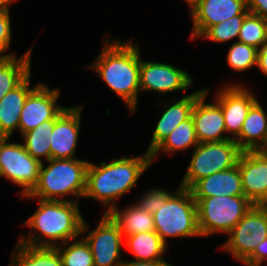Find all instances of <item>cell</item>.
<instances>
[{"label": "cell", "instance_id": "1", "mask_svg": "<svg viewBox=\"0 0 267 266\" xmlns=\"http://www.w3.org/2000/svg\"><path fill=\"white\" fill-rule=\"evenodd\" d=\"M37 210L24 222L36 232L19 237L18 243L33 247L55 248L65 242L76 240L89 230L81 215L78 202L38 199ZM42 235V237H41ZM56 241H61L60 244Z\"/></svg>", "mask_w": 267, "mask_h": 266}, {"label": "cell", "instance_id": "2", "mask_svg": "<svg viewBox=\"0 0 267 266\" xmlns=\"http://www.w3.org/2000/svg\"><path fill=\"white\" fill-rule=\"evenodd\" d=\"M103 39L99 56L88 67L92 68L106 85L115 92L134 114L138 105L140 90V51L129 41L118 39L105 42Z\"/></svg>", "mask_w": 267, "mask_h": 266}, {"label": "cell", "instance_id": "3", "mask_svg": "<svg viewBox=\"0 0 267 266\" xmlns=\"http://www.w3.org/2000/svg\"><path fill=\"white\" fill-rule=\"evenodd\" d=\"M151 163L147 152L136 157L114 158L100 165L89 162L83 198H91L107 206L104 214H108L116 207V199L130 192Z\"/></svg>", "mask_w": 267, "mask_h": 266}, {"label": "cell", "instance_id": "4", "mask_svg": "<svg viewBox=\"0 0 267 266\" xmlns=\"http://www.w3.org/2000/svg\"><path fill=\"white\" fill-rule=\"evenodd\" d=\"M48 166L41 163L37 184L23 198H36L53 201H75L82 198L86 188V173L89 165L87 160L50 159ZM74 196L76 200L64 199Z\"/></svg>", "mask_w": 267, "mask_h": 266}, {"label": "cell", "instance_id": "5", "mask_svg": "<svg viewBox=\"0 0 267 266\" xmlns=\"http://www.w3.org/2000/svg\"><path fill=\"white\" fill-rule=\"evenodd\" d=\"M155 232L167 245L168 237L200 236L197 204L189 189L178 187L153 214Z\"/></svg>", "mask_w": 267, "mask_h": 266}, {"label": "cell", "instance_id": "6", "mask_svg": "<svg viewBox=\"0 0 267 266\" xmlns=\"http://www.w3.org/2000/svg\"><path fill=\"white\" fill-rule=\"evenodd\" d=\"M202 236L228 234L254 205L245 196L193 197Z\"/></svg>", "mask_w": 267, "mask_h": 266}, {"label": "cell", "instance_id": "7", "mask_svg": "<svg viewBox=\"0 0 267 266\" xmlns=\"http://www.w3.org/2000/svg\"><path fill=\"white\" fill-rule=\"evenodd\" d=\"M242 150L233 139L199 143L180 187L190 189L198 180L237 165Z\"/></svg>", "mask_w": 267, "mask_h": 266}, {"label": "cell", "instance_id": "8", "mask_svg": "<svg viewBox=\"0 0 267 266\" xmlns=\"http://www.w3.org/2000/svg\"><path fill=\"white\" fill-rule=\"evenodd\" d=\"M227 235L221 248L243 263L267 238V205H253Z\"/></svg>", "mask_w": 267, "mask_h": 266}, {"label": "cell", "instance_id": "9", "mask_svg": "<svg viewBox=\"0 0 267 266\" xmlns=\"http://www.w3.org/2000/svg\"><path fill=\"white\" fill-rule=\"evenodd\" d=\"M0 137V177L21 186L20 196L27 195L37 184L41 163L33 158L20 143H7Z\"/></svg>", "mask_w": 267, "mask_h": 266}, {"label": "cell", "instance_id": "10", "mask_svg": "<svg viewBox=\"0 0 267 266\" xmlns=\"http://www.w3.org/2000/svg\"><path fill=\"white\" fill-rule=\"evenodd\" d=\"M93 254L94 266H121L124 236L108 214H104L95 229L82 237Z\"/></svg>", "mask_w": 267, "mask_h": 266}, {"label": "cell", "instance_id": "11", "mask_svg": "<svg viewBox=\"0 0 267 266\" xmlns=\"http://www.w3.org/2000/svg\"><path fill=\"white\" fill-rule=\"evenodd\" d=\"M139 79L141 92L153 91L159 95L186 91L194 81L191 75L183 69L171 64L141 60V58Z\"/></svg>", "mask_w": 267, "mask_h": 266}, {"label": "cell", "instance_id": "12", "mask_svg": "<svg viewBox=\"0 0 267 266\" xmlns=\"http://www.w3.org/2000/svg\"><path fill=\"white\" fill-rule=\"evenodd\" d=\"M237 165L244 196L254 205H267V151H242Z\"/></svg>", "mask_w": 267, "mask_h": 266}, {"label": "cell", "instance_id": "13", "mask_svg": "<svg viewBox=\"0 0 267 266\" xmlns=\"http://www.w3.org/2000/svg\"><path fill=\"white\" fill-rule=\"evenodd\" d=\"M59 89L50 90L46 84H37L28 94L20 113L18 130L21 135L47 120H52L64 107L56 105Z\"/></svg>", "mask_w": 267, "mask_h": 266}, {"label": "cell", "instance_id": "14", "mask_svg": "<svg viewBox=\"0 0 267 266\" xmlns=\"http://www.w3.org/2000/svg\"><path fill=\"white\" fill-rule=\"evenodd\" d=\"M256 97L249 89L239 84L224 86L215 95V102L221 107L225 120L226 133L235 139L243 126L250 108L257 102Z\"/></svg>", "mask_w": 267, "mask_h": 266}, {"label": "cell", "instance_id": "15", "mask_svg": "<svg viewBox=\"0 0 267 266\" xmlns=\"http://www.w3.org/2000/svg\"><path fill=\"white\" fill-rule=\"evenodd\" d=\"M82 106L64 107L56 116L50 139L51 159H75Z\"/></svg>", "mask_w": 267, "mask_h": 266}, {"label": "cell", "instance_id": "16", "mask_svg": "<svg viewBox=\"0 0 267 266\" xmlns=\"http://www.w3.org/2000/svg\"><path fill=\"white\" fill-rule=\"evenodd\" d=\"M246 0H202L192 11L190 40L199 38L209 27L235 15H247Z\"/></svg>", "mask_w": 267, "mask_h": 266}, {"label": "cell", "instance_id": "17", "mask_svg": "<svg viewBox=\"0 0 267 266\" xmlns=\"http://www.w3.org/2000/svg\"><path fill=\"white\" fill-rule=\"evenodd\" d=\"M209 92V89L205 88V92L195 101L191 114L199 143L231 139L229 135H224L226 128L221 107L215 101L211 104L205 102Z\"/></svg>", "mask_w": 267, "mask_h": 266}, {"label": "cell", "instance_id": "18", "mask_svg": "<svg viewBox=\"0 0 267 266\" xmlns=\"http://www.w3.org/2000/svg\"><path fill=\"white\" fill-rule=\"evenodd\" d=\"M205 92V88L197 90L191 94L184 95L179 101L173 104L165 101L167 109L159 118L153 132L152 140L147 148V153L151 154L153 150L181 123L189 119L192 114L195 101Z\"/></svg>", "mask_w": 267, "mask_h": 266}, {"label": "cell", "instance_id": "19", "mask_svg": "<svg viewBox=\"0 0 267 266\" xmlns=\"http://www.w3.org/2000/svg\"><path fill=\"white\" fill-rule=\"evenodd\" d=\"M189 190L193 197L244 196L238 165L198 180Z\"/></svg>", "mask_w": 267, "mask_h": 266}, {"label": "cell", "instance_id": "20", "mask_svg": "<svg viewBox=\"0 0 267 266\" xmlns=\"http://www.w3.org/2000/svg\"><path fill=\"white\" fill-rule=\"evenodd\" d=\"M234 141L242 151H267V114L258 101L250 108Z\"/></svg>", "mask_w": 267, "mask_h": 266}, {"label": "cell", "instance_id": "21", "mask_svg": "<svg viewBox=\"0 0 267 266\" xmlns=\"http://www.w3.org/2000/svg\"><path fill=\"white\" fill-rule=\"evenodd\" d=\"M29 85L30 75L0 100V137L9 138L18 129L25 100L35 88H30Z\"/></svg>", "mask_w": 267, "mask_h": 266}, {"label": "cell", "instance_id": "22", "mask_svg": "<svg viewBox=\"0 0 267 266\" xmlns=\"http://www.w3.org/2000/svg\"><path fill=\"white\" fill-rule=\"evenodd\" d=\"M31 50L21 57H0V100L31 75Z\"/></svg>", "mask_w": 267, "mask_h": 266}, {"label": "cell", "instance_id": "23", "mask_svg": "<svg viewBox=\"0 0 267 266\" xmlns=\"http://www.w3.org/2000/svg\"><path fill=\"white\" fill-rule=\"evenodd\" d=\"M124 244L136 261H166L162 255L167 245L155 231L127 235Z\"/></svg>", "mask_w": 267, "mask_h": 266}, {"label": "cell", "instance_id": "24", "mask_svg": "<svg viewBox=\"0 0 267 266\" xmlns=\"http://www.w3.org/2000/svg\"><path fill=\"white\" fill-rule=\"evenodd\" d=\"M108 215L118 225L123 236L155 231L153 214L140 208L136 203L119 211L116 206Z\"/></svg>", "mask_w": 267, "mask_h": 266}, {"label": "cell", "instance_id": "25", "mask_svg": "<svg viewBox=\"0 0 267 266\" xmlns=\"http://www.w3.org/2000/svg\"><path fill=\"white\" fill-rule=\"evenodd\" d=\"M12 255L8 266H63L56 248L33 247L17 242Z\"/></svg>", "mask_w": 267, "mask_h": 266}, {"label": "cell", "instance_id": "26", "mask_svg": "<svg viewBox=\"0 0 267 266\" xmlns=\"http://www.w3.org/2000/svg\"><path fill=\"white\" fill-rule=\"evenodd\" d=\"M199 144L192 117L181 122L150 154L151 162L155 161L160 151L172 155L173 152L194 148Z\"/></svg>", "mask_w": 267, "mask_h": 266}, {"label": "cell", "instance_id": "27", "mask_svg": "<svg viewBox=\"0 0 267 266\" xmlns=\"http://www.w3.org/2000/svg\"><path fill=\"white\" fill-rule=\"evenodd\" d=\"M55 124V117L52 120H47L38 125L31 131L24 133V147L27 152L40 163H43L41 157L47 162L51 159L50 139Z\"/></svg>", "mask_w": 267, "mask_h": 266}, {"label": "cell", "instance_id": "28", "mask_svg": "<svg viewBox=\"0 0 267 266\" xmlns=\"http://www.w3.org/2000/svg\"><path fill=\"white\" fill-rule=\"evenodd\" d=\"M267 21L253 13H248L241 25L237 41L260 49L266 45Z\"/></svg>", "mask_w": 267, "mask_h": 266}, {"label": "cell", "instance_id": "29", "mask_svg": "<svg viewBox=\"0 0 267 266\" xmlns=\"http://www.w3.org/2000/svg\"><path fill=\"white\" fill-rule=\"evenodd\" d=\"M68 243L70 244V241L55 247L61 256L63 266H94L91 249L82 237L73 241L70 246Z\"/></svg>", "mask_w": 267, "mask_h": 266}, {"label": "cell", "instance_id": "30", "mask_svg": "<svg viewBox=\"0 0 267 266\" xmlns=\"http://www.w3.org/2000/svg\"><path fill=\"white\" fill-rule=\"evenodd\" d=\"M258 49L253 46L236 41L227 54V63L234 72H245L257 66Z\"/></svg>", "mask_w": 267, "mask_h": 266}, {"label": "cell", "instance_id": "31", "mask_svg": "<svg viewBox=\"0 0 267 266\" xmlns=\"http://www.w3.org/2000/svg\"><path fill=\"white\" fill-rule=\"evenodd\" d=\"M246 15H235L219 24L209 27L201 36L210 41L224 43L239 37L241 25Z\"/></svg>", "mask_w": 267, "mask_h": 266}, {"label": "cell", "instance_id": "32", "mask_svg": "<svg viewBox=\"0 0 267 266\" xmlns=\"http://www.w3.org/2000/svg\"><path fill=\"white\" fill-rule=\"evenodd\" d=\"M172 193L173 192L163 190V188H153L151 190L149 189V191H146L142 195V197L138 202H136V204L148 213L154 214L159 210L161 205L165 204L167 198Z\"/></svg>", "mask_w": 267, "mask_h": 266}, {"label": "cell", "instance_id": "33", "mask_svg": "<svg viewBox=\"0 0 267 266\" xmlns=\"http://www.w3.org/2000/svg\"><path fill=\"white\" fill-rule=\"evenodd\" d=\"M9 4L0 11V57H13L15 53L4 54L9 49L11 42V23H10Z\"/></svg>", "mask_w": 267, "mask_h": 266}, {"label": "cell", "instance_id": "34", "mask_svg": "<svg viewBox=\"0 0 267 266\" xmlns=\"http://www.w3.org/2000/svg\"><path fill=\"white\" fill-rule=\"evenodd\" d=\"M267 259V238L257 245L254 252L242 263L245 266H261Z\"/></svg>", "mask_w": 267, "mask_h": 266}, {"label": "cell", "instance_id": "35", "mask_svg": "<svg viewBox=\"0 0 267 266\" xmlns=\"http://www.w3.org/2000/svg\"><path fill=\"white\" fill-rule=\"evenodd\" d=\"M250 13L258 15L267 21V0H246Z\"/></svg>", "mask_w": 267, "mask_h": 266}, {"label": "cell", "instance_id": "36", "mask_svg": "<svg viewBox=\"0 0 267 266\" xmlns=\"http://www.w3.org/2000/svg\"><path fill=\"white\" fill-rule=\"evenodd\" d=\"M257 68L267 76V45L258 50Z\"/></svg>", "mask_w": 267, "mask_h": 266}, {"label": "cell", "instance_id": "37", "mask_svg": "<svg viewBox=\"0 0 267 266\" xmlns=\"http://www.w3.org/2000/svg\"><path fill=\"white\" fill-rule=\"evenodd\" d=\"M121 266H172L166 261H123Z\"/></svg>", "mask_w": 267, "mask_h": 266}, {"label": "cell", "instance_id": "38", "mask_svg": "<svg viewBox=\"0 0 267 266\" xmlns=\"http://www.w3.org/2000/svg\"><path fill=\"white\" fill-rule=\"evenodd\" d=\"M192 11L202 0H184Z\"/></svg>", "mask_w": 267, "mask_h": 266}, {"label": "cell", "instance_id": "39", "mask_svg": "<svg viewBox=\"0 0 267 266\" xmlns=\"http://www.w3.org/2000/svg\"><path fill=\"white\" fill-rule=\"evenodd\" d=\"M18 0H0V11L3 10L8 4H11Z\"/></svg>", "mask_w": 267, "mask_h": 266}]
</instances>
